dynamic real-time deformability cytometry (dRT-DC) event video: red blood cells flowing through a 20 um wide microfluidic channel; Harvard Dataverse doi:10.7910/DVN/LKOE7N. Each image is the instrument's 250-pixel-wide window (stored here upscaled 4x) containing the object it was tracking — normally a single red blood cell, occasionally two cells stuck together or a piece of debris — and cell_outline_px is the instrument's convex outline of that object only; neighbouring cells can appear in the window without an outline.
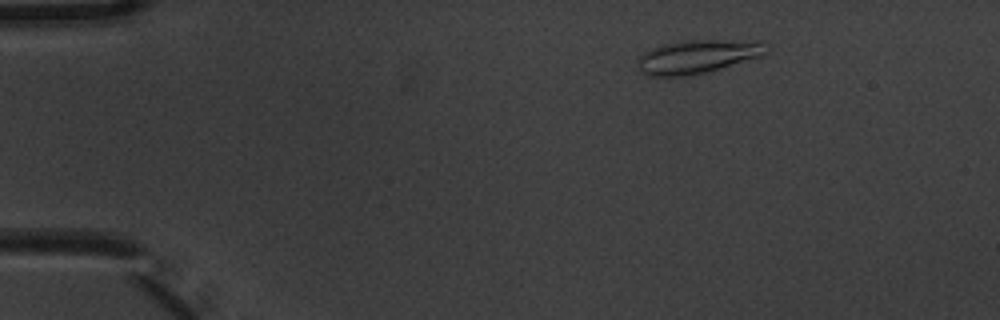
{"species": "common noctule bat (a hibernating species)", "species_latin": "Nyctalus noctula", "temperature_condition": "warm", "stored_images_in_passage": 5, "camera_frame_rate_fps": 3000, "um_per_image_px": 0.085, "animal": {"sex": "male", "body_mass_g": 20.1, "forearm_length_mm": 53.5}, "frame": {"image": 1, "passage_image": 2, "time_ms": 0.333, "image_size_px": [1000, 320], "cell_outline_px": [[772, 48], [764, 56], [708, 72], [684, 76], [648, 76], [640, 72], [640, 56], [644, 52], [652, 48], [664, 44], [692, 40], [764, 40]], "centroid_in_image_um": [59.45, 4.8], "position_along_channel_um": 25.6, "area_um2": 25.49}}
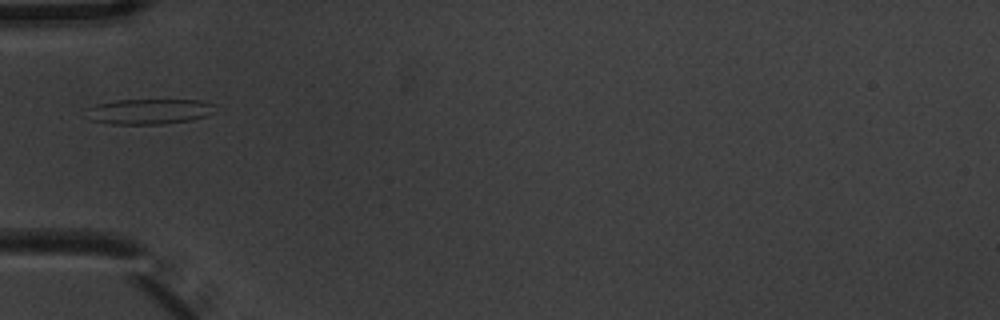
{"frame": {"image": 2, "passage_image": 5, "time_ms": 1.333, "image_size_px": [1000, 320], "cell_outline_px": [[216, 112], [192, 120], [164, 124], [112, 124], [92, 120], [88, 108], [96, 104], [116, 100], [200, 100], [216, 104]], "centroid_in_image_um": [12.78, 9.47], "position_along_channel_um": 72.2, "area_um2": 18.96}}